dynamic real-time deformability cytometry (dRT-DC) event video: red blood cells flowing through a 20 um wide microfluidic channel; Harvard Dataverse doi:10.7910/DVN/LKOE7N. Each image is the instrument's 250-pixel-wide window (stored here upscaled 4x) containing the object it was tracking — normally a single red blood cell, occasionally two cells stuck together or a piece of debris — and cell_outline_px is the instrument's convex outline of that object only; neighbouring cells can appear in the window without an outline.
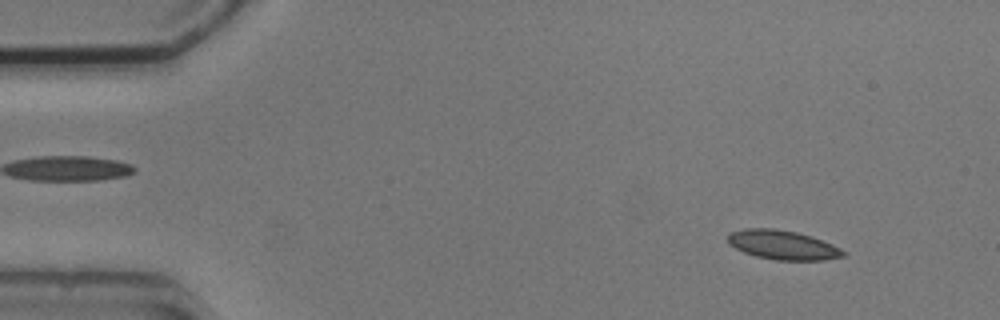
{"species": "common noctule bat (a hibernating species)", "species_latin": "Nyctalus noctula", "temperature_condition": "cold", "stored_images_in_passage": 5, "segment_of_instrument_passage": [1, 2], "camera_frame_rate_fps": 3000, "um_per_image_px": 0.085, "animal": {"sex": "male", "body_mass_g": 20.5, "forearm_length_mm": 52.5}, "frame": {"image": 1, "passage_image": 2, "time_ms": 1.333, "image_size_px": [1000, 320], "cell_outline_px": [[848, 252], [844, 256], [824, 260], [776, 260], [756, 256], [744, 252], [728, 244], [728, 232], [744, 228], [776, 228], [796, 232], [812, 236], [832, 244]], "centroid_in_image_um": [66.53, 20.81], "position_along_channel_um": 18.5, "area_um2": 19.83}}